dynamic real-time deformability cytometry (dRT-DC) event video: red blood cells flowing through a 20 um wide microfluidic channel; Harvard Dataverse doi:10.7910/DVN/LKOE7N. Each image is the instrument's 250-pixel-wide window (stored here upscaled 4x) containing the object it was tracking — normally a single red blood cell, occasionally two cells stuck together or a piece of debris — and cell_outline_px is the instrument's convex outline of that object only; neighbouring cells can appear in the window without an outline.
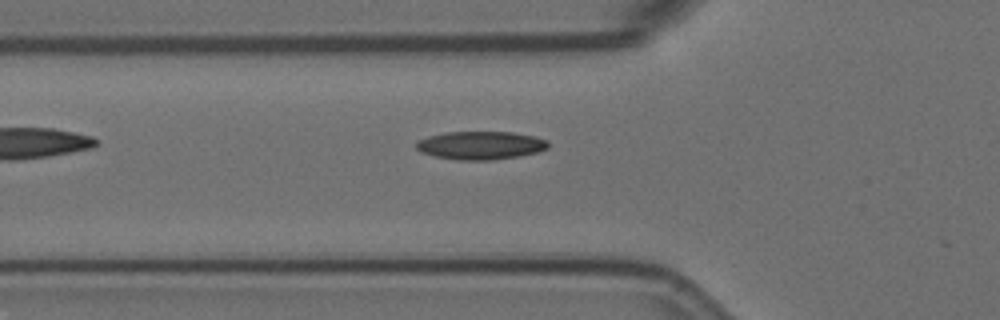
{"species": "Egyptian fruit bat (a non-hibernating species)", "species_latin": "Rousettus aegyptiacus", "temperature_condition": "room temperature", "stored_images_in_passage": 3, "camera_frame_rate_fps": 3000, "um_per_image_px": 0.085, "animal": {"sex": "female"}, "frame": {"image": 1, "passage_image": 2, "time_ms": 0.333, "image_size_px": [1000, 320], "cell_outline_px": [[548, 148], [536, 152], [520, 156], [492, 160], [460, 160], [436, 156], [420, 152], [416, 148], [416, 140], [428, 136], [448, 132], [512, 132], [536, 136], [548, 140]], "centroid_in_image_um": [40.86, 12.35], "position_along_channel_um": 84.9, "area_um2": 21.73}}